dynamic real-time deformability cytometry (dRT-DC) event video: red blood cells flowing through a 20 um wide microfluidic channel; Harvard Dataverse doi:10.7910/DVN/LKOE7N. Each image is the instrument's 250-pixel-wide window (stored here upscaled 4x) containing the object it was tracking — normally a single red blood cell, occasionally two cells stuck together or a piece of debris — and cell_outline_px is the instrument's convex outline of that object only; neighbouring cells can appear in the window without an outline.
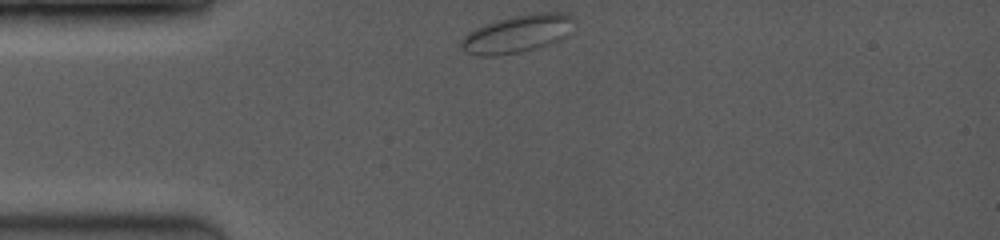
{"species": "common noctule bat (a hibernating species)", "species_latin": "Nyctalus noctula", "temperature_condition": "room temperature", "stored_images_in_passage": 19, "camera_frame_rate_fps": 3500, "um_per_image_px": 0.085, "animal": {"sex": "female", "body_mass_g": 19.0, "forearm_length_mm": 53.3}, "frame": {"image": 1, "passage_image": 1, "time_ms": 0.0, "image_size_px": [1000, 240], "cell_outline_px": [[572, 20], [564, 36], [548, 44], [536, 48], [520, 52], [492, 56], [484, 56], [468, 52], [460, 44], [460, 40], [468, 32], [484, 24], [512, 16], [536, 12], [560, 12], [572, 16]], "centroid_in_image_um": [43.91, 2.86], "position_along_channel_um": 41.1, "area_um2": 24.1}}
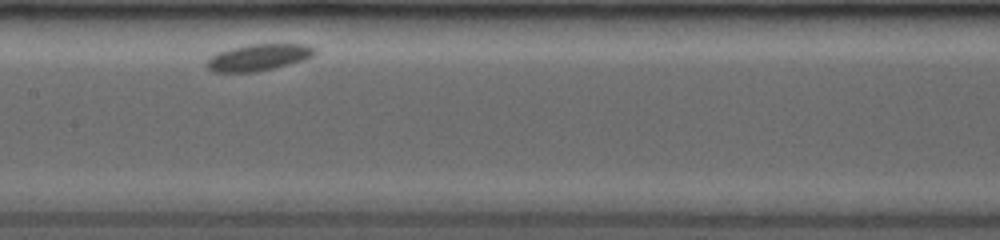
{"frame": {"image": 2, "passage_image": 9, "time_ms": 5.429, "image_size_px": [1000, 240], "cell_outline_px": [[316, 52], [312, 56], [304, 60], [256, 72], [212, 72], [204, 64], [212, 56], [220, 52], [232, 48], [252, 44], [308, 44], [316, 48]], "centroid_in_image_um": [21.99, 4.88], "position_along_channel_um": 185.4, "area_um2": 16.59}}
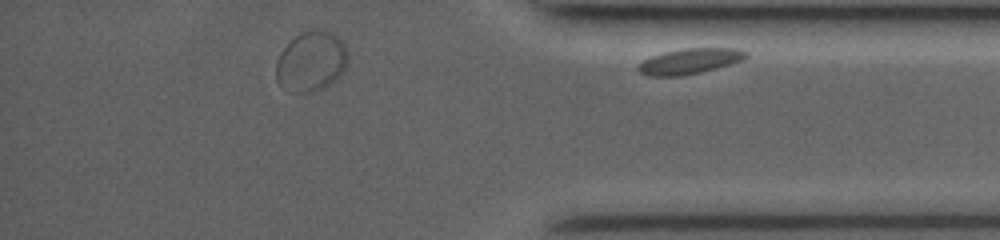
{"frame": {"image": 3, "passage_image": 19, "time_ms": 10.857, "image_size_px": [1000, 240], "cell_outline_px": [[748, 56], [744, 60], [732, 64], [700, 72], [680, 76], [648, 76], [640, 72], [636, 68], [644, 60], [652, 56], [664, 52], [684, 48], [736, 48], [748, 52]], "centroid_in_image_um": [58.66, 5.2], "position_along_channel_um": 376.5, "area_um2": 16.01}}